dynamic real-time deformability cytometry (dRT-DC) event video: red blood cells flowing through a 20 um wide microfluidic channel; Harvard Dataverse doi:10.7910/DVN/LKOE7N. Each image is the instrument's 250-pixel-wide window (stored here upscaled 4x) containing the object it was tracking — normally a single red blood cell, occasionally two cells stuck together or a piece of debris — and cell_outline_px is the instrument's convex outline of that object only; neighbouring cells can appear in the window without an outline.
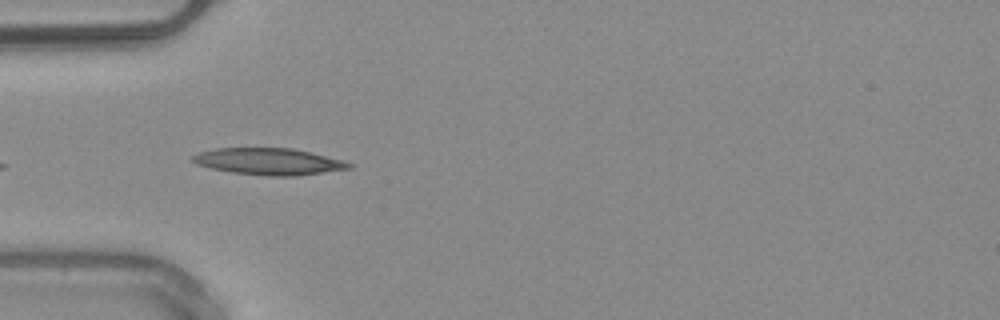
{"species": "common noctule bat (a hibernating species)", "species_latin": "Nyctalus noctula", "temperature_condition": "warm", "stored_images_in_passage": 35, "camera_frame_rate_fps": 3000, "um_per_image_px": 0.085, "animal": {"sex": "male", "body_mass_g": 20.4}, "frame": {"image": 1, "passage_image": 1, "time_ms": 0.0, "image_size_px": [1000, 320], "cell_outline_px": [[356, 164], [352, 168], [296, 176], [268, 176], [232, 172], [212, 168], [196, 164], [192, 160], [192, 156], [200, 152], [216, 148], [292, 148], [312, 152], [344, 160]], "centroid_in_image_um": [22.92, 13.72], "position_along_channel_um": 62.1, "area_um2": 24.39}, "authors_computed_cell_mechanics": {"area_um2": 17.1088, "velocity_mm_per_s": 4.0174, "shape_relaxation_time_tau1_ms": 9.2609, "shape_relaxation_time_tau2_ms": 2.6317, "deformation_change_tau1": 0.1685, "deformation_change_tau2": 0.0507}}